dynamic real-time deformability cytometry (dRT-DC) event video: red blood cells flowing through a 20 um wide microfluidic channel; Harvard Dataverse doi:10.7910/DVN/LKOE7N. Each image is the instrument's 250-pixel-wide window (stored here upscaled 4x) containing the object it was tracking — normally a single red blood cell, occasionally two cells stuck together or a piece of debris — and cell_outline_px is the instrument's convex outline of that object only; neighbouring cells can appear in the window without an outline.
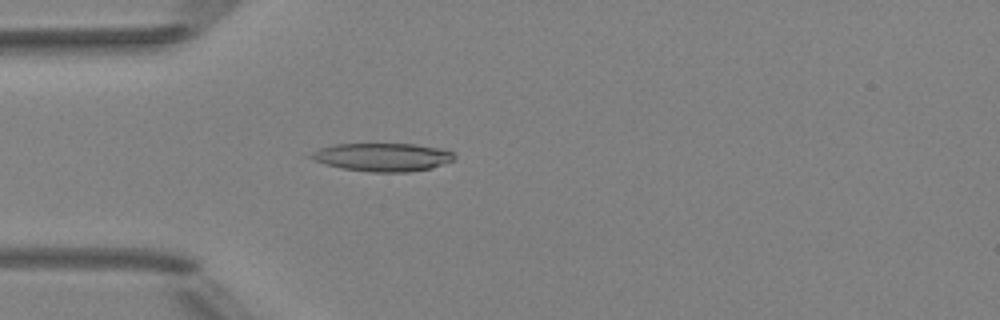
{"species": "Egyptian fruit bat (a non-hibernating species)", "species_latin": "Rousettus aegyptiacus", "temperature_condition": "room temperature", "stored_images_in_passage": 4, "camera_frame_rate_fps": 3000, "um_per_image_px": 0.085, "animal": {"sex": "female"}, "frame": {"image": 1, "passage_image": 4, "time_ms": 4.333, "image_size_px": [1000, 320], "cell_outline_px": [[456, 160], [432, 168], [408, 172], [372, 172], [344, 168], [328, 164], [316, 160], [308, 156], [312, 152], [320, 148], [336, 144], [416, 144], [436, 148], [452, 152], [456, 156]], "centroid_in_image_um": [32.58, 13.35], "position_along_channel_um": 52.4, "area_um2": 23.29}}